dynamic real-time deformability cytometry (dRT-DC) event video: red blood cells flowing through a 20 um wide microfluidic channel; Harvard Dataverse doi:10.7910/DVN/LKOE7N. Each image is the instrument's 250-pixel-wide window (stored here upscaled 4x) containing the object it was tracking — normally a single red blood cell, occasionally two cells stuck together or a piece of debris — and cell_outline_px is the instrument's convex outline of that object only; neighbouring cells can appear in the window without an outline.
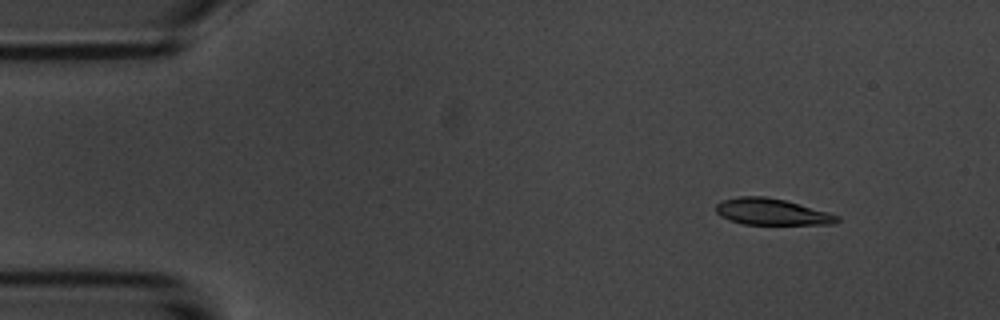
{"species": "common noctule bat (a hibernating species)", "species_latin": "Nyctalus noctula", "temperature_condition": "room temperature", "stored_images_in_passage": 7, "camera_frame_rate_fps": 3000, "um_per_image_px": 0.085, "animal": {"sex": "male", "body_mass_g": 20.1, "forearm_length_mm": 53.5}, "frame": {"image": 1, "passage_image": 1, "time_ms": 0.0, "image_size_px": [1000, 320], "cell_outline_px": [[840, 220], [836, 224], [744, 224], [728, 220], [720, 216], [716, 212], [716, 204], [724, 200], [736, 196], [764, 196], [784, 200], [828, 212], [840, 216]], "centroid_in_image_um": [65.59, 18.01], "position_along_channel_um": 19.4, "area_um2": 18.61}}
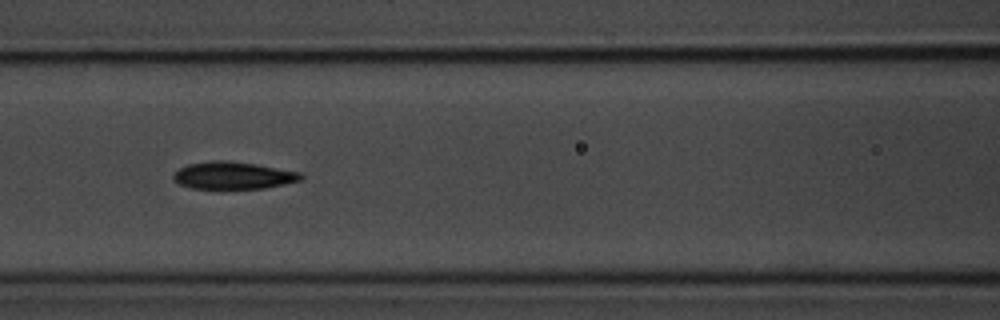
{"frame": {"image": 2, "passage_image": 6, "time_ms": 5.667, "image_size_px": [1000, 320], "cell_outline_px": [[304, 180], [264, 188], [220, 192], [192, 188], [180, 184], [172, 180], [172, 176], [180, 168], [188, 164], [212, 160], [228, 160], [256, 164], [300, 172], [304, 176]], "centroid_in_image_um": [19.8, 14.96], "position_along_channel_um": 146.8, "area_um2": 21.33}}
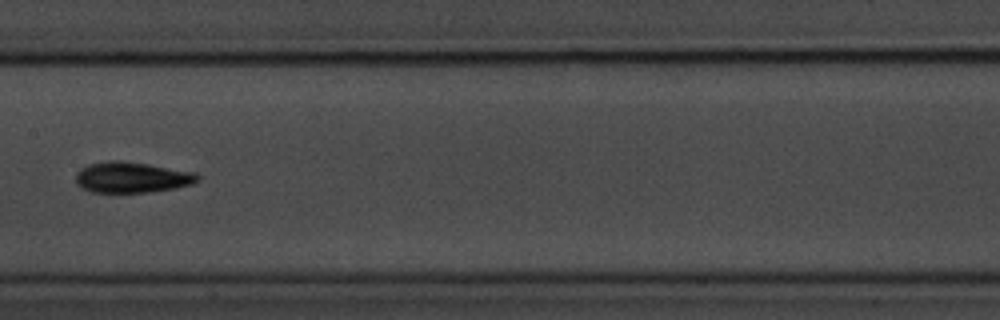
{"frame": {"image": 3, "passage_image": 7, "time_ms": 7.0, "image_size_px": [1000, 320], "cell_outline_px": [[200, 180], [192, 184], [172, 188], [148, 192], [92, 192], [80, 188], [76, 184], [76, 172], [80, 168], [88, 164], [112, 160], [120, 160], [148, 164], [196, 172], [200, 176]], "centroid_in_image_um": [11.18, 15.07], "position_along_channel_um": 196.2, "area_um2": 21.96}}